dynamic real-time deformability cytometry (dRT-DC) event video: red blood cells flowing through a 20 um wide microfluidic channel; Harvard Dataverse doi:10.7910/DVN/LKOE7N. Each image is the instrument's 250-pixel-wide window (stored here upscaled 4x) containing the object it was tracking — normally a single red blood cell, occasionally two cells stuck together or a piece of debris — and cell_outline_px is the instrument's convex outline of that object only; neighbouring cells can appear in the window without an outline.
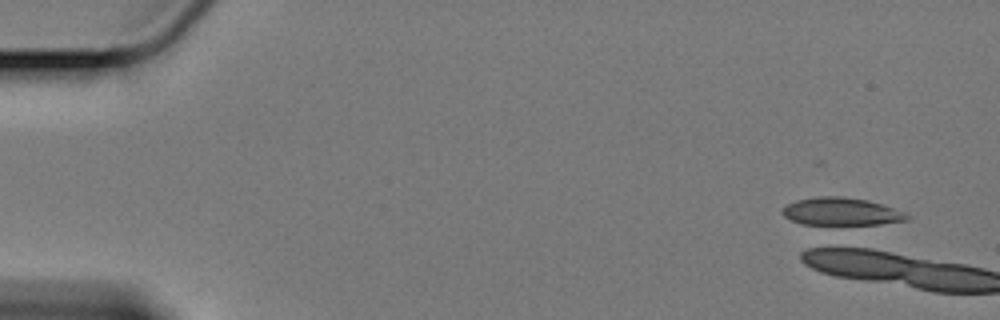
{"species": "Egyptian fruit bat (a non-hibernating species)", "species_latin": "Rousettus aegyptiacus", "temperature_condition": "cold", "stored_images_in_passage": 1, "camera_frame_rate_fps": 3000, "um_per_image_px": 0.085, "animal": {"sex": "female"}, "frame": {"image": 1, "passage_image": 1, "time_ms": 0.0, "image_size_px": [1000, 320], "cell_outline_px": [[912, 216], [908, 220], [880, 224], [800, 224], [784, 216], [780, 212], [788, 204], [796, 200], [816, 196], [840, 196], [868, 200], [904, 212]], "centroid_in_image_um": [71.5, 17.98], "position_along_channel_um": 13.5, "area_um2": 20.0}}